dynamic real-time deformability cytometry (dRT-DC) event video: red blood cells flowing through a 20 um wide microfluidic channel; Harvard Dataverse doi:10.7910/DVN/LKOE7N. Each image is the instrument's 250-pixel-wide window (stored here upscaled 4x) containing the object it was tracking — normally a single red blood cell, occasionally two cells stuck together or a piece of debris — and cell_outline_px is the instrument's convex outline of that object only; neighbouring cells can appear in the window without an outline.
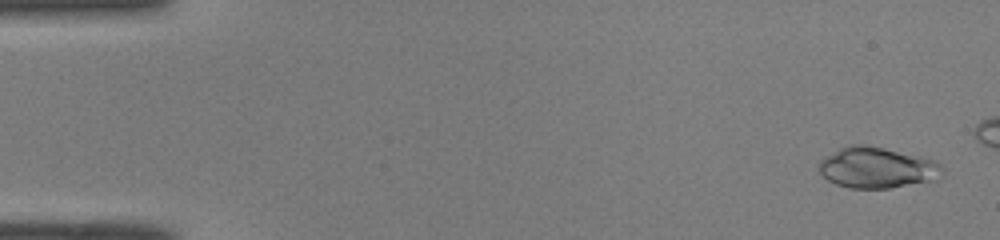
{"species": "common noctule bat (a hibernating species)", "species_latin": "Nyctalus noctula", "temperature_condition": "room temperature", "stored_images_in_passage": 45, "camera_frame_rate_fps": 3000, "um_per_image_px": 0.085, "animal": {"sex": "male", "body_mass_g": 19.0, "forearm_length_mm": 50.8}, "frame": {"image": 1, "passage_image": 2, "time_ms": 0.333, "image_size_px": [1000, 240], "cell_outline_px": [[944, 176], [936, 180], [888, 188], [848, 188], [836, 184], [828, 180], [820, 172], [820, 160], [824, 156], [840, 148], [852, 144], [860, 144], [884, 148], [920, 156], [936, 160], [940, 164], [944, 172]], "centroid_in_image_um": [74.58, 14.25], "position_along_channel_um": 10.4, "area_um2": 29.48}}
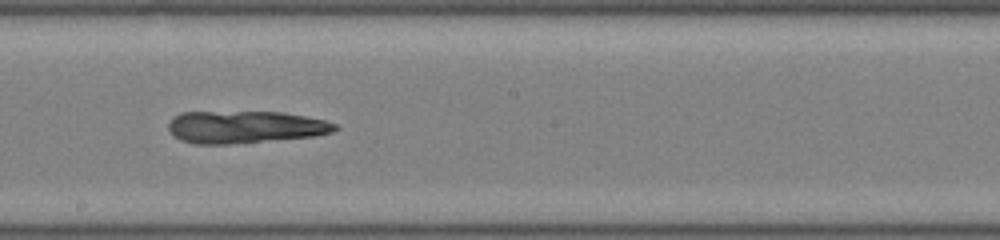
{"frame": {"image": 2, "passage_image": 28, "time_ms": 9.0, "image_size_px": [1000, 240], "cell_outline_px": [[340, 128], [332, 132], [316, 136], [228, 144], [192, 144], [180, 140], [172, 136], [168, 128], [168, 124], [172, 116], [180, 112], [284, 112], [324, 120], [336, 124]], "centroid_in_image_um": [20.78, 10.8], "position_along_channel_um": 227.4, "area_um2": 31.62}}
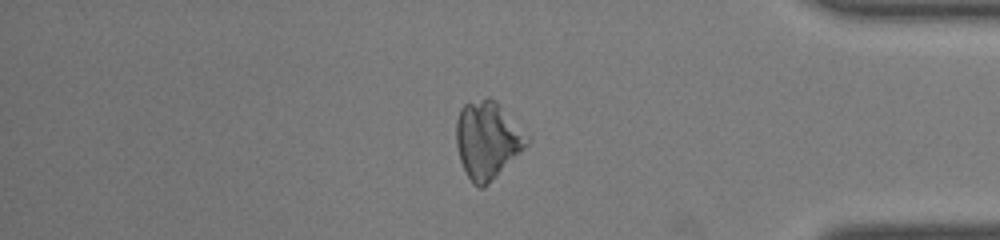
{"frame": {"image": 3, "passage_image": 42, "time_ms": 13.667, "image_size_px": [1000, 240], "cell_outline_px": [[528, 144], [484, 188], [480, 188], [472, 184], [460, 160], [456, 144], [456, 120], [460, 108], [464, 104], [488, 96], [496, 100], [528, 140]], "centroid_in_image_um": [41.36, 11.89], "position_along_channel_um": 393.8, "area_um2": 31.15}}